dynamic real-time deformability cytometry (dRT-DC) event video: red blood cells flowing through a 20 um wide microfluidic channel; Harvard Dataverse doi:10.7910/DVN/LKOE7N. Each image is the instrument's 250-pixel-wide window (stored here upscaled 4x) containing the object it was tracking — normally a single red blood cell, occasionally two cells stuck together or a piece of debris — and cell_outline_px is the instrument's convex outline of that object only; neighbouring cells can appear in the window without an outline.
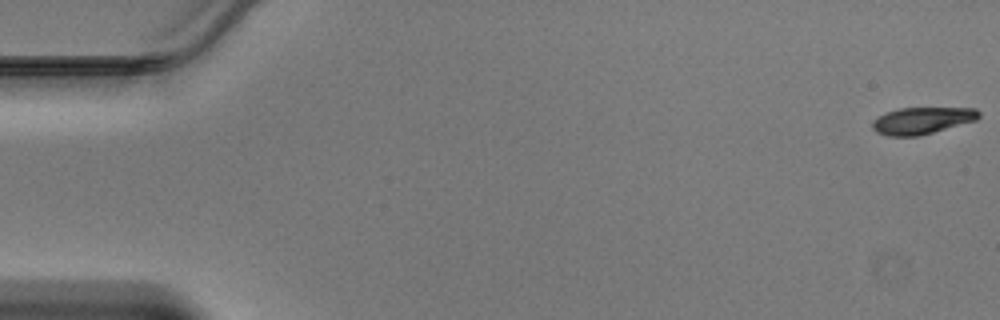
{"species": "Egyptian fruit bat (a non-hibernating species)", "species_latin": "Rousettus aegyptiacus", "temperature_condition": "warm", "stored_images_in_passage": 44, "camera_frame_rate_fps": 3000, "um_per_image_px": 0.085, "animal": {"sex": "male"}, "frame": {"image": 1, "passage_image": 1, "time_ms": 0.0, "image_size_px": [1000, 320], "cell_outline_px": [[980, 116], [976, 120], [920, 136], [888, 136], [876, 132], [872, 128], [872, 120], [888, 112], [900, 108], [976, 108], [980, 112]], "centroid_in_image_um": [78.38, 10.25], "position_along_channel_um": 6.6, "area_um2": 16.59}}
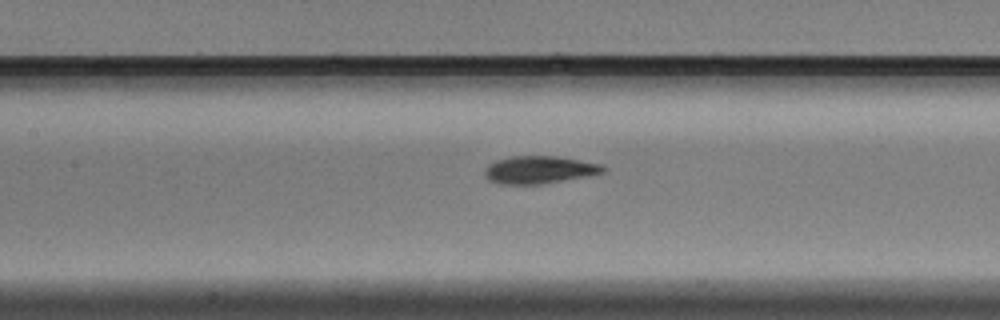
{"frame": {"image": 2, "passage_image": 22, "time_ms": 7.0, "image_size_px": [1000, 320], "cell_outline_px": [[604, 172], [540, 184], [500, 184], [488, 180], [484, 176], [484, 168], [488, 164], [496, 160], [512, 156], [552, 156], [600, 164], [604, 168]], "centroid_in_image_um": [45.71, 14.43], "position_along_channel_um": 161.7, "area_um2": 18.61}}
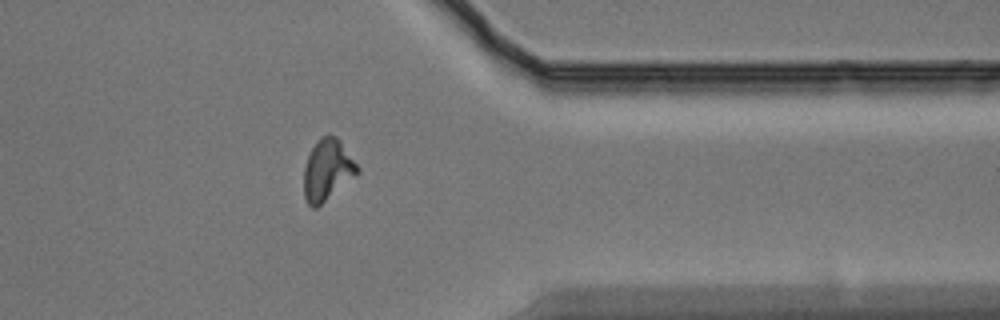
{"frame": {"image": 3, "passage_image": 38, "time_ms": 12.333, "image_size_px": [1000, 320], "cell_outline_px": [[360, 172], [356, 176], [316, 208], [312, 208], [308, 204], [304, 196], [304, 168], [308, 156], [316, 140], [328, 132], [336, 136], [340, 140], [360, 168]], "centroid_in_image_um": [27.84, 14.42], "position_along_channel_um": 383.6, "area_um2": 19.25}}